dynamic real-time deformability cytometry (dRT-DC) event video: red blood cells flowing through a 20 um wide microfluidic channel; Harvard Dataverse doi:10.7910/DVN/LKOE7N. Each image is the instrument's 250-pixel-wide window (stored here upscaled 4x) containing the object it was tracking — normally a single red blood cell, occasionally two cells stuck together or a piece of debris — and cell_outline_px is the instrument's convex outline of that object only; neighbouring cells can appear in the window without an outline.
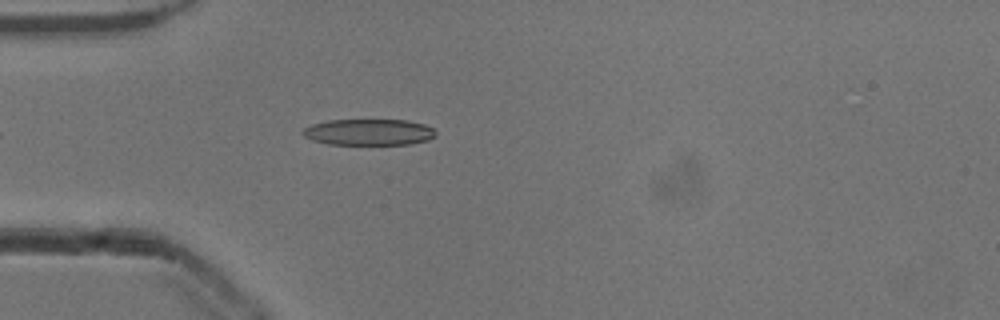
{"species": "common noctule bat (a hibernating species)", "species_latin": "Nyctalus noctula", "temperature_condition": "cold", "stored_images_in_passage": 28, "camera_frame_rate_fps": 3000, "um_per_image_px": 0.085, "animal": {"sex": "male", "body_mass_g": 13.3}, "frame": {"image": 1, "passage_image": 5, "time_ms": 1.333, "image_size_px": [1000, 320], "cell_outline_px": [[436, 136], [428, 140], [408, 144], [328, 144], [312, 140], [304, 136], [300, 132], [304, 128], [312, 124], [328, 120], [408, 120], [424, 124], [432, 128], [436, 132]], "centroid_in_image_um": [31.34, 11.23], "position_along_channel_um": 53.7, "area_um2": 20.35}}
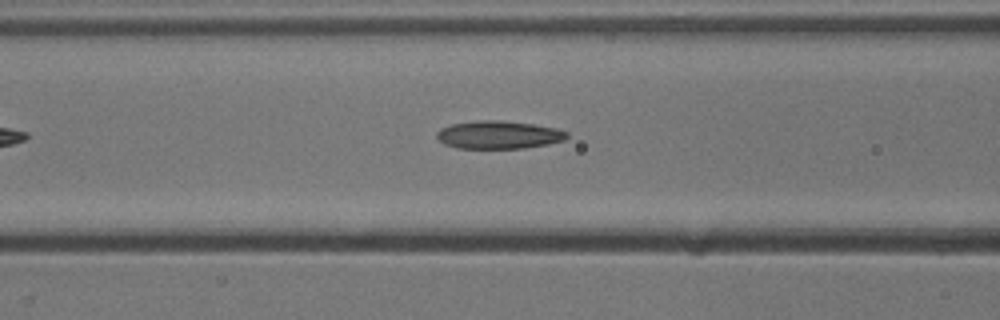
{"frame": {"image": 2, "passage_image": 11, "time_ms": 3.333, "image_size_px": [1000, 320], "cell_outline_px": [[568, 136], [564, 140], [548, 144], [524, 148], [456, 148], [444, 144], [436, 136], [436, 132], [440, 128], [452, 124], [480, 120], [500, 120], [532, 124], [556, 128], [568, 132]], "centroid_in_image_um": [42.38, 11.46], "position_along_channel_um": 124.2, "area_um2": 21.15}}
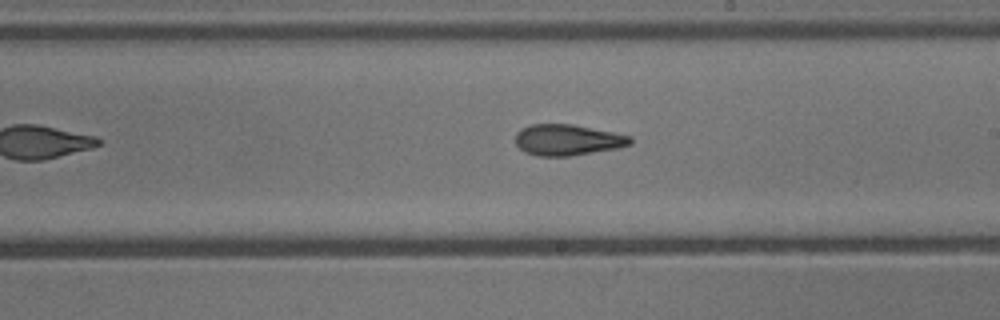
{"frame": {"image": 3, "passage_image": 20, "time_ms": 6.333, "image_size_px": [1000, 320], "cell_outline_px": [[632, 144], [616, 148], [568, 156], [536, 156], [524, 152], [516, 144], [516, 132], [520, 128], [532, 124], [572, 124], [632, 136]], "centroid_in_image_um": [48.21, 11.89], "position_along_channel_um": 240.8, "area_um2": 20.69}}